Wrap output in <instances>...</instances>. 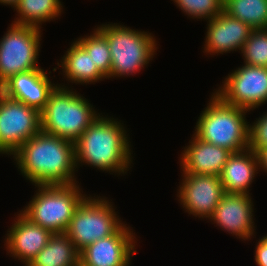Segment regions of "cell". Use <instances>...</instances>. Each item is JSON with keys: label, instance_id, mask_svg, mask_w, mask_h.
<instances>
[{"label": "cell", "instance_id": "3957f363", "mask_svg": "<svg viewBox=\"0 0 267 266\" xmlns=\"http://www.w3.org/2000/svg\"><path fill=\"white\" fill-rule=\"evenodd\" d=\"M65 85L55 87L40 111L41 131L75 143L101 113L82 94Z\"/></svg>", "mask_w": 267, "mask_h": 266}, {"label": "cell", "instance_id": "f1b7e54d", "mask_svg": "<svg viewBox=\"0 0 267 266\" xmlns=\"http://www.w3.org/2000/svg\"><path fill=\"white\" fill-rule=\"evenodd\" d=\"M19 0H0V4L8 5L11 8H14V6L18 3Z\"/></svg>", "mask_w": 267, "mask_h": 266}, {"label": "cell", "instance_id": "5bb4252c", "mask_svg": "<svg viewBox=\"0 0 267 266\" xmlns=\"http://www.w3.org/2000/svg\"><path fill=\"white\" fill-rule=\"evenodd\" d=\"M15 217L5 234L4 246L10 257L21 260L23 266H27L48 244L53 233L30 222L21 213Z\"/></svg>", "mask_w": 267, "mask_h": 266}, {"label": "cell", "instance_id": "d4e9b609", "mask_svg": "<svg viewBox=\"0 0 267 266\" xmlns=\"http://www.w3.org/2000/svg\"><path fill=\"white\" fill-rule=\"evenodd\" d=\"M185 15L209 21L223 11L224 0H172Z\"/></svg>", "mask_w": 267, "mask_h": 266}, {"label": "cell", "instance_id": "83f0119b", "mask_svg": "<svg viewBox=\"0 0 267 266\" xmlns=\"http://www.w3.org/2000/svg\"><path fill=\"white\" fill-rule=\"evenodd\" d=\"M258 159L259 171L260 169L267 173V148L256 153Z\"/></svg>", "mask_w": 267, "mask_h": 266}, {"label": "cell", "instance_id": "277c9868", "mask_svg": "<svg viewBox=\"0 0 267 266\" xmlns=\"http://www.w3.org/2000/svg\"><path fill=\"white\" fill-rule=\"evenodd\" d=\"M209 103L201 111L194 134L201 140L232 152L248 148L250 112L224 102L216 93L211 94Z\"/></svg>", "mask_w": 267, "mask_h": 266}, {"label": "cell", "instance_id": "ffe728a7", "mask_svg": "<svg viewBox=\"0 0 267 266\" xmlns=\"http://www.w3.org/2000/svg\"><path fill=\"white\" fill-rule=\"evenodd\" d=\"M79 253L65 233H55L27 266H79Z\"/></svg>", "mask_w": 267, "mask_h": 266}, {"label": "cell", "instance_id": "4fadbf2b", "mask_svg": "<svg viewBox=\"0 0 267 266\" xmlns=\"http://www.w3.org/2000/svg\"><path fill=\"white\" fill-rule=\"evenodd\" d=\"M253 206L251 194L224 193L209 221L232 236L249 241L256 233Z\"/></svg>", "mask_w": 267, "mask_h": 266}, {"label": "cell", "instance_id": "484cf974", "mask_svg": "<svg viewBox=\"0 0 267 266\" xmlns=\"http://www.w3.org/2000/svg\"><path fill=\"white\" fill-rule=\"evenodd\" d=\"M262 114L254 123L249 124L248 148L255 153L267 148V112Z\"/></svg>", "mask_w": 267, "mask_h": 266}, {"label": "cell", "instance_id": "8992f818", "mask_svg": "<svg viewBox=\"0 0 267 266\" xmlns=\"http://www.w3.org/2000/svg\"><path fill=\"white\" fill-rule=\"evenodd\" d=\"M35 188L36 193L20 213L53 234L65 233L74 212L87 195L78 183L35 185Z\"/></svg>", "mask_w": 267, "mask_h": 266}, {"label": "cell", "instance_id": "d6986e66", "mask_svg": "<svg viewBox=\"0 0 267 266\" xmlns=\"http://www.w3.org/2000/svg\"><path fill=\"white\" fill-rule=\"evenodd\" d=\"M57 66L53 68L56 72L57 68H62V73L67 79V83L77 84H95L103 81L107 77L93 63L91 55L76 41L71 43L60 63L57 61Z\"/></svg>", "mask_w": 267, "mask_h": 266}, {"label": "cell", "instance_id": "ba28073f", "mask_svg": "<svg viewBox=\"0 0 267 266\" xmlns=\"http://www.w3.org/2000/svg\"><path fill=\"white\" fill-rule=\"evenodd\" d=\"M41 29L11 23L0 39V87L12 76L40 69Z\"/></svg>", "mask_w": 267, "mask_h": 266}, {"label": "cell", "instance_id": "8fae6325", "mask_svg": "<svg viewBox=\"0 0 267 266\" xmlns=\"http://www.w3.org/2000/svg\"><path fill=\"white\" fill-rule=\"evenodd\" d=\"M177 192L180 206L189 215L210 219L221 201L224 188L217 175L181 173Z\"/></svg>", "mask_w": 267, "mask_h": 266}, {"label": "cell", "instance_id": "2e32d148", "mask_svg": "<svg viewBox=\"0 0 267 266\" xmlns=\"http://www.w3.org/2000/svg\"><path fill=\"white\" fill-rule=\"evenodd\" d=\"M57 85L52 83L47 71L40 68L12 76L0 87V91L9 98L41 111Z\"/></svg>", "mask_w": 267, "mask_h": 266}, {"label": "cell", "instance_id": "44dd1931", "mask_svg": "<svg viewBox=\"0 0 267 266\" xmlns=\"http://www.w3.org/2000/svg\"><path fill=\"white\" fill-rule=\"evenodd\" d=\"M62 6L60 0H19L14 6L18 17H15L12 23L41 29L43 23L61 16Z\"/></svg>", "mask_w": 267, "mask_h": 266}, {"label": "cell", "instance_id": "9c48e42d", "mask_svg": "<svg viewBox=\"0 0 267 266\" xmlns=\"http://www.w3.org/2000/svg\"><path fill=\"white\" fill-rule=\"evenodd\" d=\"M41 131L40 111L0 91V154H13Z\"/></svg>", "mask_w": 267, "mask_h": 266}, {"label": "cell", "instance_id": "6da1fadb", "mask_svg": "<svg viewBox=\"0 0 267 266\" xmlns=\"http://www.w3.org/2000/svg\"><path fill=\"white\" fill-rule=\"evenodd\" d=\"M13 155L18 171L34 186L78 182L73 142L40 131Z\"/></svg>", "mask_w": 267, "mask_h": 266}, {"label": "cell", "instance_id": "e0dca14e", "mask_svg": "<svg viewBox=\"0 0 267 266\" xmlns=\"http://www.w3.org/2000/svg\"><path fill=\"white\" fill-rule=\"evenodd\" d=\"M180 154L181 173L219 176L232 151L205 142L193 134Z\"/></svg>", "mask_w": 267, "mask_h": 266}, {"label": "cell", "instance_id": "7402d4cb", "mask_svg": "<svg viewBox=\"0 0 267 266\" xmlns=\"http://www.w3.org/2000/svg\"><path fill=\"white\" fill-rule=\"evenodd\" d=\"M223 11L253 29H267V0H224Z\"/></svg>", "mask_w": 267, "mask_h": 266}, {"label": "cell", "instance_id": "603a6c76", "mask_svg": "<svg viewBox=\"0 0 267 266\" xmlns=\"http://www.w3.org/2000/svg\"><path fill=\"white\" fill-rule=\"evenodd\" d=\"M91 55L96 67L108 77L111 68V53L106 37L95 28L90 35L76 40Z\"/></svg>", "mask_w": 267, "mask_h": 266}, {"label": "cell", "instance_id": "52a82bcc", "mask_svg": "<svg viewBox=\"0 0 267 266\" xmlns=\"http://www.w3.org/2000/svg\"><path fill=\"white\" fill-rule=\"evenodd\" d=\"M95 196H87L81 202L65 232L79 252L89 244L114 234L124 224L113 202L105 196Z\"/></svg>", "mask_w": 267, "mask_h": 266}, {"label": "cell", "instance_id": "cb8c5ba5", "mask_svg": "<svg viewBox=\"0 0 267 266\" xmlns=\"http://www.w3.org/2000/svg\"><path fill=\"white\" fill-rule=\"evenodd\" d=\"M241 53L244 64L267 68V29H254Z\"/></svg>", "mask_w": 267, "mask_h": 266}, {"label": "cell", "instance_id": "9a60e30c", "mask_svg": "<svg viewBox=\"0 0 267 266\" xmlns=\"http://www.w3.org/2000/svg\"><path fill=\"white\" fill-rule=\"evenodd\" d=\"M204 54L215 55L241 51L245 41L254 30L250 25L222 11L207 21Z\"/></svg>", "mask_w": 267, "mask_h": 266}, {"label": "cell", "instance_id": "7a4b0ae2", "mask_svg": "<svg viewBox=\"0 0 267 266\" xmlns=\"http://www.w3.org/2000/svg\"><path fill=\"white\" fill-rule=\"evenodd\" d=\"M122 124L101 113L74 143L76 168L86 164L117 176L127 174L133 155L129 133Z\"/></svg>", "mask_w": 267, "mask_h": 266}, {"label": "cell", "instance_id": "4316f807", "mask_svg": "<svg viewBox=\"0 0 267 266\" xmlns=\"http://www.w3.org/2000/svg\"><path fill=\"white\" fill-rule=\"evenodd\" d=\"M254 251L257 266H267V234L259 239Z\"/></svg>", "mask_w": 267, "mask_h": 266}, {"label": "cell", "instance_id": "30bf717a", "mask_svg": "<svg viewBox=\"0 0 267 266\" xmlns=\"http://www.w3.org/2000/svg\"><path fill=\"white\" fill-rule=\"evenodd\" d=\"M214 93L228 104L253 111L267 103V68L244 64L230 72Z\"/></svg>", "mask_w": 267, "mask_h": 266}, {"label": "cell", "instance_id": "5b68a950", "mask_svg": "<svg viewBox=\"0 0 267 266\" xmlns=\"http://www.w3.org/2000/svg\"><path fill=\"white\" fill-rule=\"evenodd\" d=\"M97 29L106 37L111 53L108 79L136 75L157 55L158 44L152 33L134 30L119 23H105L97 26Z\"/></svg>", "mask_w": 267, "mask_h": 266}, {"label": "cell", "instance_id": "ac0fdd59", "mask_svg": "<svg viewBox=\"0 0 267 266\" xmlns=\"http://www.w3.org/2000/svg\"><path fill=\"white\" fill-rule=\"evenodd\" d=\"M256 153L247 148L233 152L219 175L225 193L250 194L249 187L259 173Z\"/></svg>", "mask_w": 267, "mask_h": 266}, {"label": "cell", "instance_id": "7c38bea8", "mask_svg": "<svg viewBox=\"0 0 267 266\" xmlns=\"http://www.w3.org/2000/svg\"><path fill=\"white\" fill-rule=\"evenodd\" d=\"M126 225L81 250L79 266H130L132 255L137 253V239L131 226Z\"/></svg>", "mask_w": 267, "mask_h": 266}]
</instances>
